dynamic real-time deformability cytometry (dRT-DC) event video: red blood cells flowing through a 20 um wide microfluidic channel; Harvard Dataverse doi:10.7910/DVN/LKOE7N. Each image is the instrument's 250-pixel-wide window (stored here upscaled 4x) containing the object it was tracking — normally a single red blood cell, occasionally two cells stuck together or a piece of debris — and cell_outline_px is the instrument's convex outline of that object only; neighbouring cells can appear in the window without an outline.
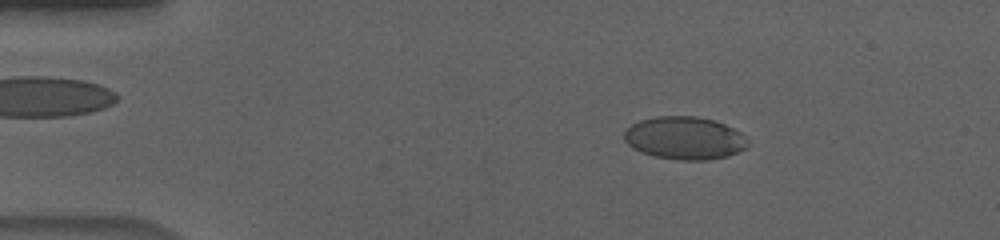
{"species": "human", "species_latin": "Homo sapiens", "temperature_condition": "cold", "stored_images_in_passage": 56, "camera_frame_rate_fps": 3000, "um_per_image_px": 0.085, "donor": {"sex": "male"}, "frame": {"image": 1, "passage_image": 9, "time_ms": 2.667, "image_size_px": [1000, 240], "cell_outline_px": [[748, 144], [744, 148], [728, 156], [708, 160], [676, 160], [656, 156], [640, 152], [632, 148], [624, 140], [624, 132], [632, 124], [640, 120], [656, 116], [696, 116], [712, 120], [724, 124], [740, 132], [744, 136]], "centroid_in_image_um": [58.16, 11.74], "position_along_channel_um": 26.8, "area_um2": 30.69}}
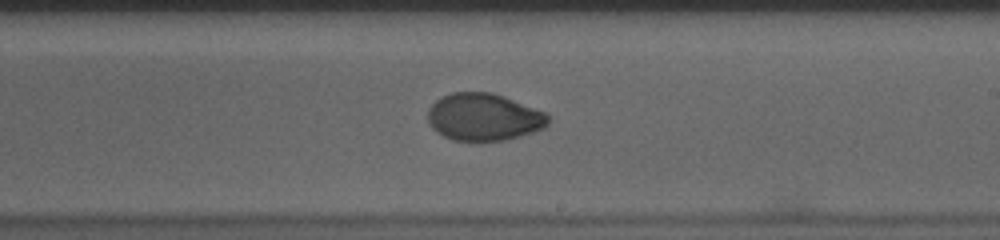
{"frame": {"image": 2, "passage_image": 33, "time_ms": 10.667, "image_size_px": [1000, 240], "cell_outline_px": [[552, 116], [548, 124], [544, 128], [520, 136], [504, 140], [480, 144], [472, 144], [452, 140], [436, 132], [428, 124], [428, 108], [440, 96], [452, 92], [492, 92], [504, 96], [548, 112]], "centroid_in_image_um": [41.13, 9.98], "position_along_channel_um": 247.9, "area_um2": 34.45}}
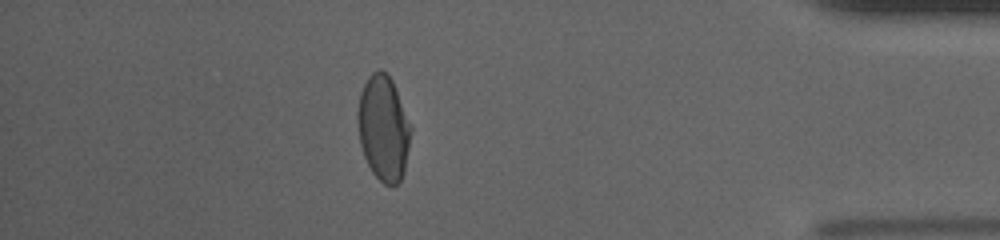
{"frame": {"image": 3, "passage_image": 49, "time_ms": 16.0, "image_size_px": [1000, 240], "cell_outline_px": [[412, 128], [404, 172], [400, 180], [392, 188], [384, 184], [372, 172], [364, 156], [360, 144], [356, 120], [356, 112], [360, 92], [368, 76], [372, 72], [380, 68], [392, 80]], "centroid_in_image_um": [32.57, 10.9], "position_along_channel_um": 402.6, "area_um2": 32.77}, "authors_computed_cell_mechanics": {"area_um2": 32.8015, "velocity_mm_per_s": 3.6573, "shape_relaxation_time_tau1_ms": 5.0262, "shape_relaxation_time_tau2_ms": 1.3567, "deformation_change_tau1": 0.146, "deformation_change_tau2": 0.0321}}